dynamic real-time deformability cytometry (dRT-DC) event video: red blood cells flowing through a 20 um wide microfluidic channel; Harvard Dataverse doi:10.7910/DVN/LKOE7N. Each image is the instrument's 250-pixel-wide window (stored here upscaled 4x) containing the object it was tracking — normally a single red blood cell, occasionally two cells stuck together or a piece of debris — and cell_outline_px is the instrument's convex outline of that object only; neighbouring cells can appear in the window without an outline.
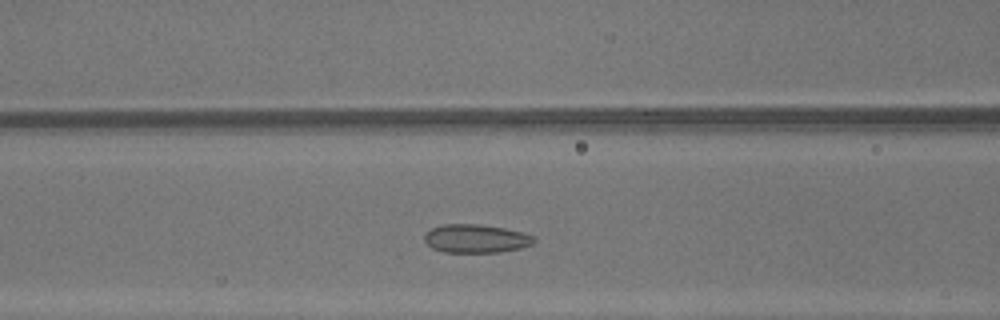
{"species": "common noctule bat (a hibernating species)", "species_latin": "Nyctalus noctula", "temperature_condition": "warm", "stored_images_in_passage": 31, "camera_frame_rate_fps": 3000, "um_per_image_px": 0.085, "animal": {"sex": "male", "body_mass_g": 13.3}, "frame": {"image": 1, "passage_image": 13, "time_ms": 4.0, "image_size_px": [1000, 320], "cell_outline_px": [[536, 240], [532, 244], [520, 248], [500, 252], [444, 252], [432, 248], [424, 240], [424, 236], [432, 228], [444, 224], [480, 224], [504, 228], [524, 232], [536, 236]], "centroid_in_image_um": [40.5, 20.28], "position_along_channel_um": 126.1, "area_um2": 18.21}}
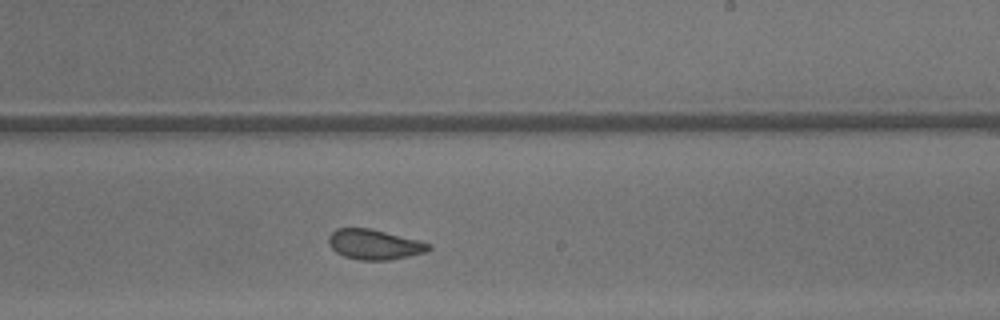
{"frame": {"image": 2, "passage_image": 22, "time_ms": 7.0, "image_size_px": [1000, 320], "cell_outline_px": [[432, 248], [428, 252], [392, 260], [360, 260], [344, 256], [336, 252], [328, 244], [328, 236], [336, 228], [372, 228], [420, 240], [432, 244]], "centroid_in_image_um": [31.86, 20.77], "position_along_channel_um": 257.1, "area_um2": 17.92}}
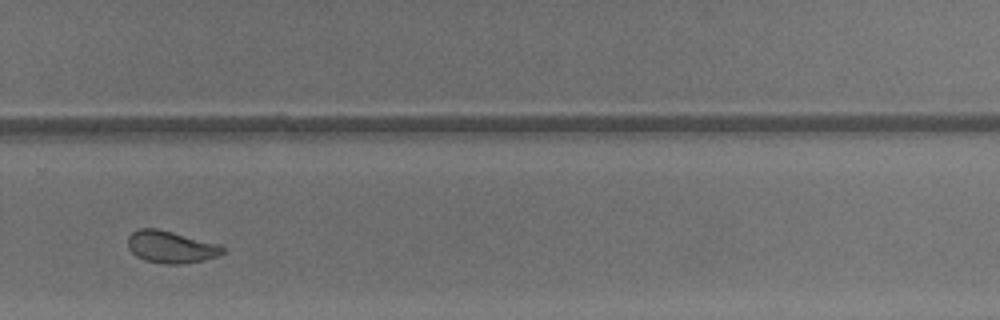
{"frame": {"image": 3, "passage_image": 26, "time_ms": 8.333, "image_size_px": [1000, 320], "cell_outline_px": [[224, 252], [216, 256], [204, 260], [180, 264], [164, 264], [144, 260], [136, 256], [128, 248], [128, 236], [132, 232], [140, 228], [156, 228], [220, 244], [224, 248]], "centroid_in_image_um": [14.5, 20.99], "position_along_channel_um": 315.3, "area_um2": 17.69}, "authors_computed_cell_mechanics": {"area_um2": 18.0336, "velocity_mm_per_s": 4.3822, "shape_relaxation_time_tau1_ms": 9.3154, "shape_relaxation_time_tau2_ms": 1.1282, "deformation_change_tau1": 0.1454, "deformation_change_tau2": 0.066}}